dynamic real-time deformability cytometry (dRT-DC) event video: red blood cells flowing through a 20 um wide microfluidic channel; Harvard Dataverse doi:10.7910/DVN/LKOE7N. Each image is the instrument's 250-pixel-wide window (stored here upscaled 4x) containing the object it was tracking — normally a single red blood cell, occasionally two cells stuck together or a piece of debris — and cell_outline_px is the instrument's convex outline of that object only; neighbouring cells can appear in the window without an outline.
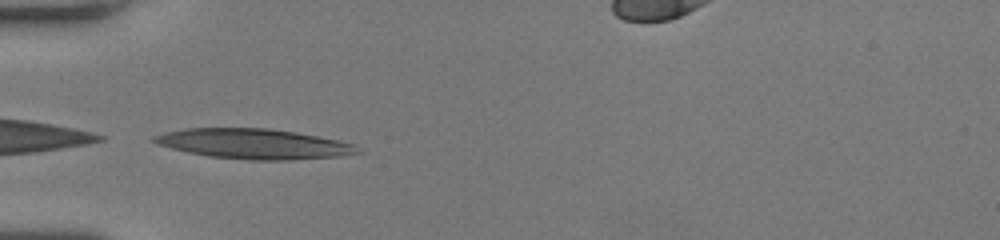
{"species": "human", "species_latin": "Homo sapiens", "temperature_condition": "room temperature", "stored_images_in_passage": 36, "camera_frame_rate_fps": 3000, "um_per_image_px": 0.085, "donor": {"sex": "female"}, "frame": {"image": 1, "passage_image": 1, "time_ms": 0.0, "image_size_px": [1000, 240], "cell_outline_px": [[360, 152], [340, 156], [292, 160], [252, 160], [208, 156], [188, 152], [156, 144], [148, 140], [152, 136], [164, 132], [188, 128], [268, 128], [296, 132], [336, 140], [352, 144]], "centroid_in_image_um": [21.48, 12.22], "position_along_channel_um": 63.5, "area_um2": 35.49}}
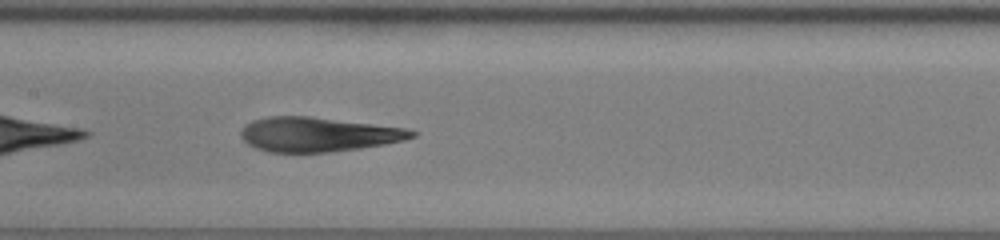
{"frame": {"image": 2, "passage_image": 10, "time_ms": 3.0, "image_size_px": [1000, 240], "cell_outline_px": [[416, 136], [404, 140], [384, 144], [360, 148], [328, 152], [268, 152], [256, 148], [248, 144], [240, 136], [240, 132], [252, 120], [268, 116], [308, 116], [404, 128], [416, 132]], "centroid_in_image_um": [27.0, 11.43], "position_along_channel_um": 180.4, "area_um2": 33.93}}
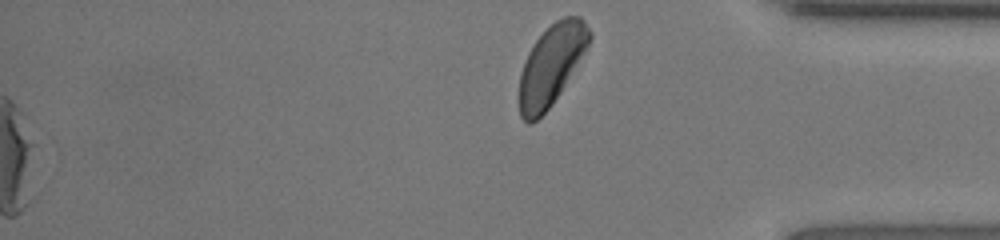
{"frame": {"image": 3, "passage_image": 36, "time_ms": 11.667, "image_size_px": [1000, 240], "cell_outline_px": [[592, 36], [588, 48], [560, 92], [552, 104], [532, 124], [528, 124], [520, 116], [520, 72], [528, 52], [536, 40], [556, 20], [564, 16], [580, 16], [584, 20], [592, 32]], "centroid_in_image_um": [46.89, 5.5], "position_along_channel_um": 388.3, "area_um2": 32.54}, "authors_computed_cell_mechanics": {"area_um2": 34.3043, "velocity_mm_per_s": 4.0712, "shape_relaxation_time_tau1_ms": 5.1432, "shape_relaxation_time_tau2_ms": 2.3022, "deformation_change_tau1": 0.2026, "deformation_change_tau2": 0.1256}}